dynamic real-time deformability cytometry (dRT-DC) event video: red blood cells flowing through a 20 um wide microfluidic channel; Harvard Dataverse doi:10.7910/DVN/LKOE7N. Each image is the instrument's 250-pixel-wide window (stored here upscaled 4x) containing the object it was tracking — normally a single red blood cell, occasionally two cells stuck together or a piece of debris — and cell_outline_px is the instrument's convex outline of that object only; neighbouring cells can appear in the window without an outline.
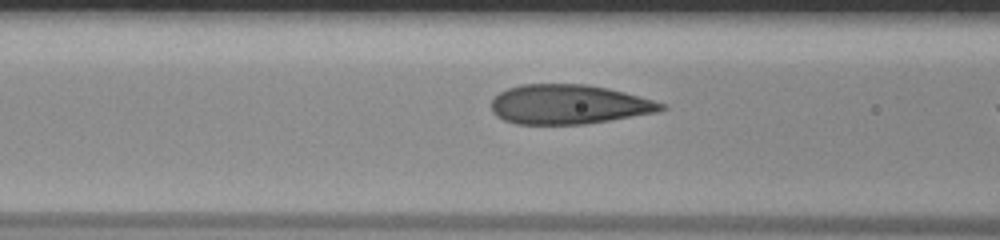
{"species": "human", "species_latin": "Homo sapiens", "temperature_condition": "room temperature", "stored_images_in_passage": 16, "camera_frame_rate_fps": 3000, "um_per_image_px": 0.085, "donor": {"sex": "male"}, "frame": {"image": 1, "passage_image": 14, "time_ms": 4.333, "image_size_px": [1000, 240], "cell_outline_px": [[668, 108], [656, 112], [584, 124], [516, 124], [504, 120], [496, 116], [492, 112], [492, 100], [500, 92], [508, 88], [520, 84], [588, 84], [608, 88], [624, 92], [668, 104]], "centroid_in_image_um": [48.34, 8.87], "position_along_channel_um": 118.3, "area_um2": 39.07}}